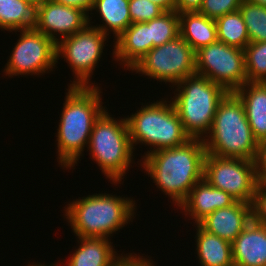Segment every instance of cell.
Masks as SVG:
<instances>
[{
    "label": "cell",
    "mask_w": 266,
    "mask_h": 266,
    "mask_svg": "<svg viewBox=\"0 0 266 266\" xmlns=\"http://www.w3.org/2000/svg\"><path fill=\"white\" fill-rule=\"evenodd\" d=\"M206 154L202 139H190L178 147L149 152L141 158V166L155 185L180 207L193 186L204 178Z\"/></svg>",
    "instance_id": "1"
},
{
    "label": "cell",
    "mask_w": 266,
    "mask_h": 266,
    "mask_svg": "<svg viewBox=\"0 0 266 266\" xmlns=\"http://www.w3.org/2000/svg\"><path fill=\"white\" fill-rule=\"evenodd\" d=\"M98 86H69L57 128L58 163L69 168L77 164L88 148L95 121L106 110Z\"/></svg>",
    "instance_id": "2"
},
{
    "label": "cell",
    "mask_w": 266,
    "mask_h": 266,
    "mask_svg": "<svg viewBox=\"0 0 266 266\" xmlns=\"http://www.w3.org/2000/svg\"><path fill=\"white\" fill-rule=\"evenodd\" d=\"M65 216L78 237L108 238L134 217L135 200L111 194H93L67 204Z\"/></svg>",
    "instance_id": "3"
},
{
    "label": "cell",
    "mask_w": 266,
    "mask_h": 266,
    "mask_svg": "<svg viewBox=\"0 0 266 266\" xmlns=\"http://www.w3.org/2000/svg\"><path fill=\"white\" fill-rule=\"evenodd\" d=\"M203 142L207 154L255 160L258 141L253 136L244 104L234 92H228L219 102L212 128Z\"/></svg>",
    "instance_id": "4"
},
{
    "label": "cell",
    "mask_w": 266,
    "mask_h": 266,
    "mask_svg": "<svg viewBox=\"0 0 266 266\" xmlns=\"http://www.w3.org/2000/svg\"><path fill=\"white\" fill-rule=\"evenodd\" d=\"M175 86L177 93L171 102L185 133L191 139H205L212 128L217 106L228 92L198 74L186 77Z\"/></svg>",
    "instance_id": "5"
},
{
    "label": "cell",
    "mask_w": 266,
    "mask_h": 266,
    "mask_svg": "<svg viewBox=\"0 0 266 266\" xmlns=\"http://www.w3.org/2000/svg\"><path fill=\"white\" fill-rule=\"evenodd\" d=\"M170 103V104H168ZM164 99L140 108L126 117L133 149L141 143L154 147L146 152L178 147L191 138L185 133L182 122L171 102ZM156 148V149H155Z\"/></svg>",
    "instance_id": "6"
},
{
    "label": "cell",
    "mask_w": 266,
    "mask_h": 266,
    "mask_svg": "<svg viewBox=\"0 0 266 266\" xmlns=\"http://www.w3.org/2000/svg\"><path fill=\"white\" fill-rule=\"evenodd\" d=\"M109 114L105 110L95 121L88 150L106 178L113 184H121L122 177L133 162L134 150L127 119L116 121Z\"/></svg>",
    "instance_id": "7"
},
{
    "label": "cell",
    "mask_w": 266,
    "mask_h": 266,
    "mask_svg": "<svg viewBox=\"0 0 266 266\" xmlns=\"http://www.w3.org/2000/svg\"><path fill=\"white\" fill-rule=\"evenodd\" d=\"M131 71L174 86L186 77L196 74L195 51L179 35L152 48Z\"/></svg>",
    "instance_id": "8"
},
{
    "label": "cell",
    "mask_w": 266,
    "mask_h": 266,
    "mask_svg": "<svg viewBox=\"0 0 266 266\" xmlns=\"http://www.w3.org/2000/svg\"><path fill=\"white\" fill-rule=\"evenodd\" d=\"M90 25L88 18V24L82 30L56 44V63L61 55L76 77L70 86H96L95 83L89 84V80L100 61L107 35Z\"/></svg>",
    "instance_id": "9"
},
{
    "label": "cell",
    "mask_w": 266,
    "mask_h": 266,
    "mask_svg": "<svg viewBox=\"0 0 266 266\" xmlns=\"http://www.w3.org/2000/svg\"><path fill=\"white\" fill-rule=\"evenodd\" d=\"M196 74L235 92L247 82L244 50L215 42L195 52Z\"/></svg>",
    "instance_id": "10"
},
{
    "label": "cell",
    "mask_w": 266,
    "mask_h": 266,
    "mask_svg": "<svg viewBox=\"0 0 266 266\" xmlns=\"http://www.w3.org/2000/svg\"><path fill=\"white\" fill-rule=\"evenodd\" d=\"M204 179L237 201L250 204L259 184L254 160L225 158L211 154L205 156Z\"/></svg>",
    "instance_id": "11"
},
{
    "label": "cell",
    "mask_w": 266,
    "mask_h": 266,
    "mask_svg": "<svg viewBox=\"0 0 266 266\" xmlns=\"http://www.w3.org/2000/svg\"><path fill=\"white\" fill-rule=\"evenodd\" d=\"M20 38L4 67L6 76L42 75L56 67V43L37 30H19ZM42 73V74H41Z\"/></svg>",
    "instance_id": "12"
},
{
    "label": "cell",
    "mask_w": 266,
    "mask_h": 266,
    "mask_svg": "<svg viewBox=\"0 0 266 266\" xmlns=\"http://www.w3.org/2000/svg\"><path fill=\"white\" fill-rule=\"evenodd\" d=\"M88 18L83 10L46 0L39 6V23L36 30L57 44L82 30L88 24ZM57 34L61 35L60 38Z\"/></svg>",
    "instance_id": "13"
},
{
    "label": "cell",
    "mask_w": 266,
    "mask_h": 266,
    "mask_svg": "<svg viewBox=\"0 0 266 266\" xmlns=\"http://www.w3.org/2000/svg\"><path fill=\"white\" fill-rule=\"evenodd\" d=\"M252 220V204L236 201L229 207L216 209L198 224L207 232L232 243Z\"/></svg>",
    "instance_id": "14"
},
{
    "label": "cell",
    "mask_w": 266,
    "mask_h": 266,
    "mask_svg": "<svg viewBox=\"0 0 266 266\" xmlns=\"http://www.w3.org/2000/svg\"><path fill=\"white\" fill-rule=\"evenodd\" d=\"M234 266H266V226L253 219L232 242Z\"/></svg>",
    "instance_id": "15"
},
{
    "label": "cell",
    "mask_w": 266,
    "mask_h": 266,
    "mask_svg": "<svg viewBox=\"0 0 266 266\" xmlns=\"http://www.w3.org/2000/svg\"><path fill=\"white\" fill-rule=\"evenodd\" d=\"M237 200L227 192L211 186L206 179L198 181L191 189L186 201L180 206L198 224L216 209L229 207Z\"/></svg>",
    "instance_id": "16"
},
{
    "label": "cell",
    "mask_w": 266,
    "mask_h": 266,
    "mask_svg": "<svg viewBox=\"0 0 266 266\" xmlns=\"http://www.w3.org/2000/svg\"><path fill=\"white\" fill-rule=\"evenodd\" d=\"M152 48L149 21L133 23L116 39L113 57L130 71Z\"/></svg>",
    "instance_id": "17"
},
{
    "label": "cell",
    "mask_w": 266,
    "mask_h": 266,
    "mask_svg": "<svg viewBox=\"0 0 266 266\" xmlns=\"http://www.w3.org/2000/svg\"><path fill=\"white\" fill-rule=\"evenodd\" d=\"M77 238L80 244L68 257L67 266H116L126 257L117 254L109 238Z\"/></svg>",
    "instance_id": "18"
},
{
    "label": "cell",
    "mask_w": 266,
    "mask_h": 266,
    "mask_svg": "<svg viewBox=\"0 0 266 266\" xmlns=\"http://www.w3.org/2000/svg\"><path fill=\"white\" fill-rule=\"evenodd\" d=\"M243 102L253 136L266 139V82H246L234 92Z\"/></svg>",
    "instance_id": "19"
},
{
    "label": "cell",
    "mask_w": 266,
    "mask_h": 266,
    "mask_svg": "<svg viewBox=\"0 0 266 266\" xmlns=\"http://www.w3.org/2000/svg\"><path fill=\"white\" fill-rule=\"evenodd\" d=\"M179 32L195 52L218 41L215 20L198 11L179 14Z\"/></svg>",
    "instance_id": "20"
},
{
    "label": "cell",
    "mask_w": 266,
    "mask_h": 266,
    "mask_svg": "<svg viewBox=\"0 0 266 266\" xmlns=\"http://www.w3.org/2000/svg\"><path fill=\"white\" fill-rule=\"evenodd\" d=\"M39 6L25 0H0V29L6 31L36 30Z\"/></svg>",
    "instance_id": "21"
},
{
    "label": "cell",
    "mask_w": 266,
    "mask_h": 266,
    "mask_svg": "<svg viewBox=\"0 0 266 266\" xmlns=\"http://www.w3.org/2000/svg\"><path fill=\"white\" fill-rule=\"evenodd\" d=\"M196 251L200 266H234L232 243L205 231L196 224Z\"/></svg>",
    "instance_id": "22"
},
{
    "label": "cell",
    "mask_w": 266,
    "mask_h": 266,
    "mask_svg": "<svg viewBox=\"0 0 266 266\" xmlns=\"http://www.w3.org/2000/svg\"><path fill=\"white\" fill-rule=\"evenodd\" d=\"M128 5L129 0H95L92 10L99 12L105 25L94 27L107 36L113 32L116 40L132 24Z\"/></svg>",
    "instance_id": "23"
},
{
    "label": "cell",
    "mask_w": 266,
    "mask_h": 266,
    "mask_svg": "<svg viewBox=\"0 0 266 266\" xmlns=\"http://www.w3.org/2000/svg\"><path fill=\"white\" fill-rule=\"evenodd\" d=\"M215 22L219 42L241 50L250 43L246 25L239 10L227 13Z\"/></svg>",
    "instance_id": "24"
},
{
    "label": "cell",
    "mask_w": 266,
    "mask_h": 266,
    "mask_svg": "<svg viewBox=\"0 0 266 266\" xmlns=\"http://www.w3.org/2000/svg\"><path fill=\"white\" fill-rule=\"evenodd\" d=\"M150 41L153 48L161 46L180 35L179 14L175 11H165L159 17L149 21Z\"/></svg>",
    "instance_id": "25"
},
{
    "label": "cell",
    "mask_w": 266,
    "mask_h": 266,
    "mask_svg": "<svg viewBox=\"0 0 266 266\" xmlns=\"http://www.w3.org/2000/svg\"><path fill=\"white\" fill-rule=\"evenodd\" d=\"M241 12L250 43L266 41V7L242 0Z\"/></svg>",
    "instance_id": "26"
},
{
    "label": "cell",
    "mask_w": 266,
    "mask_h": 266,
    "mask_svg": "<svg viewBox=\"0 0 266 266\" xmlns=\"http://www.w3.org/2000/svg\"><path fill=\"white\" fill-rule=\"evenodd\" d=\"M244 55L247 82H266V41L249 43Z\"/></svg>",
    "instance_id": "27"
},
{
    "label": "cell",
    "mask_w": 266,
    "mask_h": 266,
    "mask_svg": "<svg viewBox=\"0 0 266 266\" xmlns=\"http://www.w3.org/2000/svg\"><path fill=\"white\" fill-rule=\"evenodd\" d=\"M128 8L132 24L150 21L165 12L150 0H129Z\"/></svg>",
    "instance_id": "28"
},
{
    "label": "cell",
    "mask_w": 266,
    "mask_h": 266,
    "mask_svg": "<svg viewBox=\"0 0 266 266\" xmlns=\"http://www.w3.org/2000/svg\"><path fill=\"white\" fill-rule=\"evenodd\" d=\"M242 0H203L199 13L216 20L221 16L239 10Z\"/></svg>",
    "instance_id": "29"
},
{
    "label": "cell",
    "mask_w": 266,
    "mask_h": 266,
    "mask_svg": "<svg viewBox=\"0 0 266 266\" xmlns=\"http://www.w3.org/2000/svg\"><path fill=\"white\" fill-rule=\"evenodd\" d=\"M252 219L266 226V183H259L252 202Z\"/></svg>",
    "instance_id": "30"
},
{
    "label": "cell",
    "mask_w": 266,
    "mask_h": 266,
    "mask_svg": "<svg viewBox=\"0 0 266 266\" xmlns=\"http://www.w3.org/2000/svg\"><path fill=\"white\" fill-rule=\"evenodd\" d=\"M254 161L258 182L266 183V139L258 142V151Z\"/></svg>",
    "instance_id": "31"
},
{
    "label": "cell",
    "mask_w": 266,
    "mask_h": 266,
    "mask_svg": "<svg viewBox=\"0 0 266 266\" xmlns=\"http://www.w3.org/2000/svg\"><path fill=\"white\" fill-rule=\"evenodd\" d=\"M202 3L203 0H175V11L178 14L199 11Z\"/></svg>",
    "instance_id": "32"
},
{
    "label": "cell",
    "mask_w": 266,
    "mask_h": 266,
    "mask_svg": "<svg viewBox=\"0 0 266 266\" xmlns=\"http://www.w3.org/2000/svg\"><path fill=\"white\" fill-rule=\"evenodd\" d=\"M57 3L83 10L88 16L92 11L95 0H53Z\"/></svg>",
    "instance_id": "33"
},
{
    "label": "cell",
    "mask_w": 266,
    "mask_h": 266,
    "mask_svg": "<svg viewBox=\"0 0 266 266\" xmlns=\"http://www.w3.org/2000/svg\"><path fill=\"white\" fill-rule=\"evenodd\" d=\"M160 6L164 11L175 10V0H150Z\"/></svg>",
    "instance_id": "34"
},
{
    "label": "cell",
    "mask_w": 266,
    "mask_h": 266,
    "mask_svg": "<svg viewBox=\"0 0 266 266\" xmlns=\"http://www.w3.org/2000/svg\"><path fill=\"white\" fill-rule=\"evenodd\" d=\"M246 1L266 7V0H246Z\"/></svg>",
    "instance_id": "35"
},
{
    "label": "cell",
    "mask_w": 266,
    "mask_h": 266,
    "mask_svg": "<svg viewBox=\"0 0 266 266\" xmlns=\"http://www.w3.org/2000/svg\"><path fill=\"white\" fill-rule=\"evenodd\" d=\"M28 3L31 4H37L38 6L42 5L46 0H25Z\"/></svg>",
    "instance_id": "36"
}]
</instances>
